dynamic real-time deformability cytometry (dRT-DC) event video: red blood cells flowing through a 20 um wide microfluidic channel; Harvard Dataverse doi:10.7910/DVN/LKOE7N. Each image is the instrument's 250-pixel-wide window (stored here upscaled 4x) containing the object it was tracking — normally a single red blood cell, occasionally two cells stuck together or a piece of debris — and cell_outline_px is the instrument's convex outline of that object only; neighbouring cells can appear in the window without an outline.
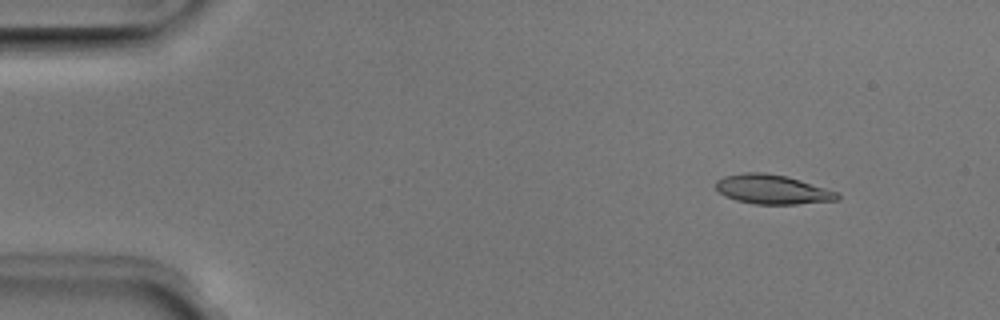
{"species": "Egyptian fruit bat (a non-hibernating species)", "species_latin": "Rousettus aegyptiacus", "temperature_condition": "room temperature", "stored_images_in_passage": 46, "camera_frame_rate_fps": 3000, "um_per_image_px": 0.085, "animal": {"sex": "male"}, "frame": {"image": 1, "passage_image": 1, "time_ms": 0.0, "image_size_px": [1000, 320], "cell_outline_px": [[840, 196], [836, 200], [796, 204], [756, 204], [736, 200], [724, 196], [716, 188], [716, 180], [724, 176], [744, 172], [764, 172], [784, 176], [800, 180], [836, 192]], "centroid_in_image_um": [65.59, 16.1], "position_along_channel_um": 19.4, "area_um2": 20.52}}
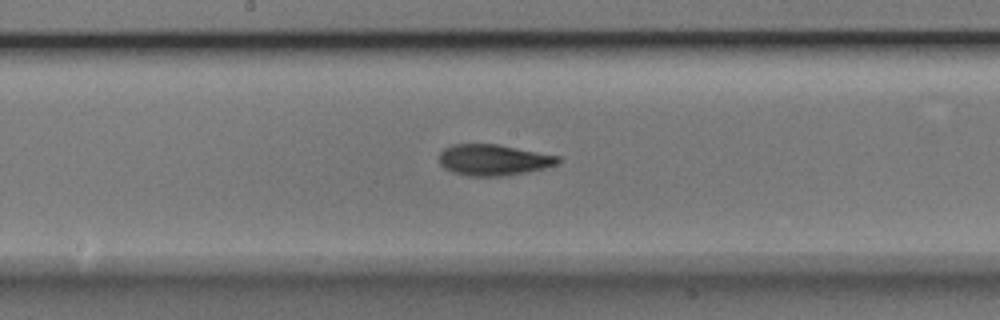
{"frame": {"image": 2, "passage_image": 22, "time_ms": 7.0, "image_size_px": [1000, 320], "cell_outline_px": [[560, 160], [556, 164], [544, 168], [504, 176], [468, 176], [452, 172], [444, 168], [440, 164], [440, 152], [444, 148], [452, 144], [496, 144], [560, 156]], "centroid_in_image_um": [41.91, 13.59], "position_along_channel_um": 206.3, "area_um2": 21.39}}
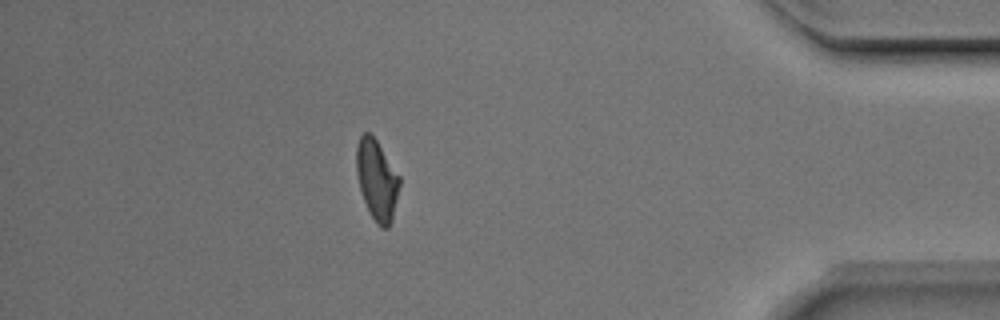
{"frame": {"image": 3, "passage_image": 40, "time_ms": 13.0, "image_size_px": [1000, 320], "cell_outline_px": [[400, 184], [392, 220], [388, 228], [380, 228], [376, 224], [364, 200], [360, 188], [356, 172], [356, 148], [360, 136], [364, 132], [368, 132], [376, 140], [400, 176]], "centroid_in_image_um": [32.03, 15.3], "position_along_channel_um": 403.2, "area_um2": 20.0}, "authors_computed_cell_mechanics": {"area_um2": 20.8658, "velocity_mm_per_s": 3.985, "shape_relaxation_time_tau1_ms": 4.4619, "shape_relaxation_time_tau2_ms": 3.034, "deformation_change_tau1": 0.1504, "deformation_change_tau2": 0.0957}}